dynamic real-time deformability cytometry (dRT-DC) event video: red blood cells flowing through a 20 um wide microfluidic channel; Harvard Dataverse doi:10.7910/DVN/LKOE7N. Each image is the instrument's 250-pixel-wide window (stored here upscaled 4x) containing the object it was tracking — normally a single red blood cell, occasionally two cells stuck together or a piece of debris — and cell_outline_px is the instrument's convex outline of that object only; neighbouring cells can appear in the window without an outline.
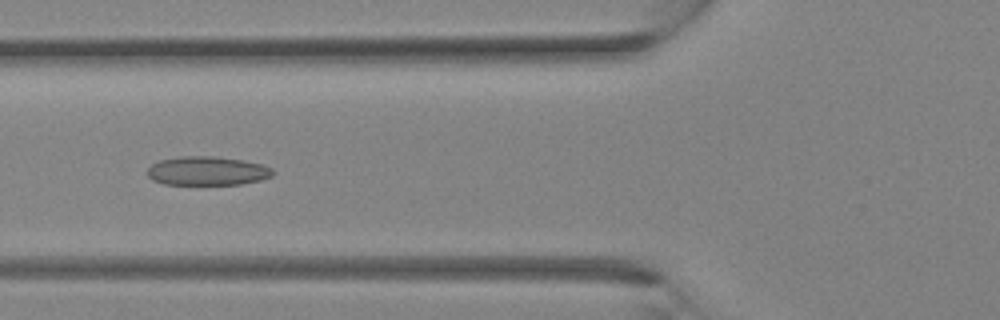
{"species": "Egyptian fruit bat (a non-hibernating species)", "species_latin": "Rousettus aegyptiacus", "temperature_condition": "room temperature", "stored_images_in_passage": 35, "camera_frame_rate_fps": 3000, "um_per_image_px": 0.085, "animal": {"sex": "female"}, "frame": {"image": 1, "passage_image": 14, "time_ms": 4.333, "image_size_px": [1000, 320], "cell_outline_px": [[276, 172], [272, 176], [260, 180], [240, 184], [164, 184], [152, 180], [148, 176], [148, 168], [152, 164], [160, 160], [180, 156], [212, 156], [240, 160], [260, 164], [272, 168]], "centroid_in_image_um": [17.61, 14.53], "position_along_channel_um": 108.2, "area_um2": 20.98}}
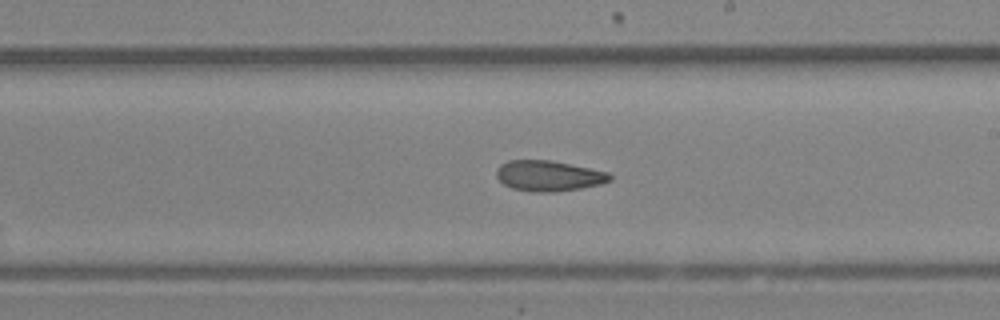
{"frame": {"image": 2, "passage_image": 21, "time_ms": 6.667, "image_size_px": [1000, 320], "cell_outline_px": [[612, 180], [600, 184], [580, 188], [556, 192], [532, 192], [512, 188], [504, 184], [496, 176], [496, 168], [500, 164], [508, 160], [552, 160], [608, 172], [612, 176]], "centroid_in_image_um": [46.62, 14.94], "position_along_channel_um": 242.4, "area_um2": 20.29}}
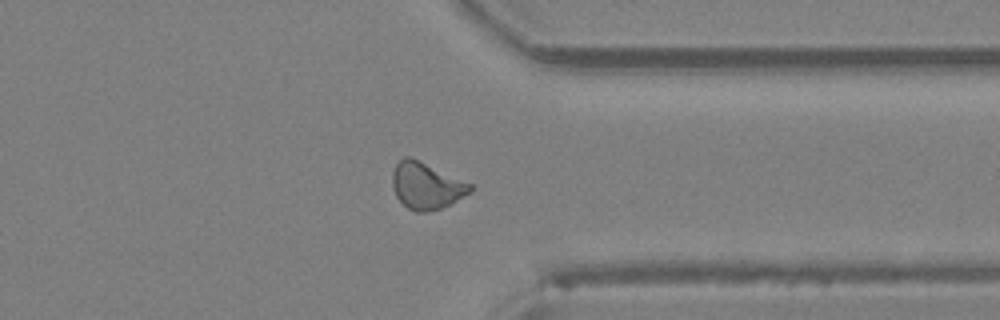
{"frame": {"image": 3, "passage_image": 28, "time_ms": 9.0, "image_size_px": [1000, 320], "cell_outline_px": [[472, 192], [440, 208], [424, 212], [416, 212], [408, 208], [396, 196], [392, 184], [392, 172], [396, 164], [404, 156], [408, 156], [472, 184]], "centroid_in_image_um": [36.21, 15.79], "position_along_channel_um": 375.2, "area_um2": 20.69}}